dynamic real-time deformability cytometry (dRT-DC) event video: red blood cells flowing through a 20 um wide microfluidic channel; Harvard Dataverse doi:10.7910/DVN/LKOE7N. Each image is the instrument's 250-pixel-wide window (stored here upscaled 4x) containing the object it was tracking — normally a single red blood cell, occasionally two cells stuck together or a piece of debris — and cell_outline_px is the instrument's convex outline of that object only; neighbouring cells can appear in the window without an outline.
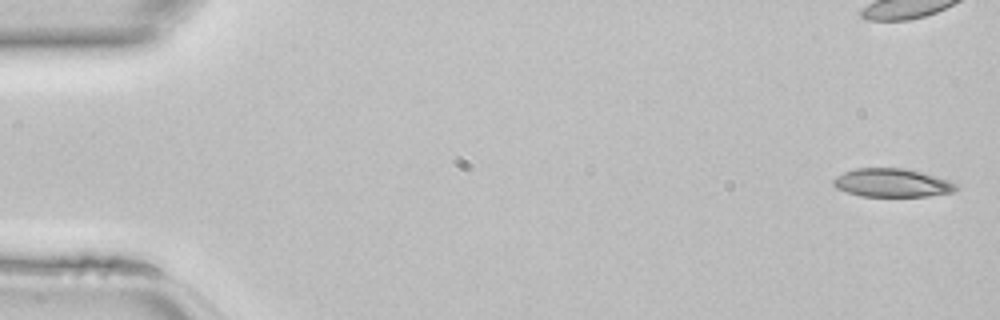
{"species": "common noctule bat (a hibernating species)", "species_latin": "Nyctalus noctula", "temperature_condition": "room temperature", "stored_images_in_passage": 46, "camera_frame_rate_fps": 3000, "um_per_image_px": 0.085, "animal": {"sex": "female", "body_mass_g": 22.7, "forearm_length_mm": 54.2}, "frame": {"image": 1, "passage_image": 1, "time_ms": 0.0, "image_size_px": [1000, 320], "cell_outline_px": [[960, 188], [952, 192], [928, 196], [860, 196], [836, 188], [832, 184], [832, 180], [836, 176], [844, 172], [856, 168], [900, 168], [920, 172], [948, 180], [956, 184]], "centroid_in_image_um": [75.8, 15.54], "position_along_channel_um": 9.2, "area_um2": 20.17}}